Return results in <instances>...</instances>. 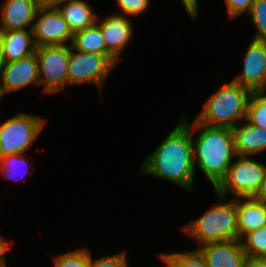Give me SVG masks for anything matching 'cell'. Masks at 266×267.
I'll list each match as a JSON object with an SVG mask.
<instances>
[{"label":"cell","mask_w":266,"mask_h":267,"mask_svg":"<svg viewBox=\"0 0 266 267\" xmlns=\"http://www.w3.org/2000/svg\"><path fill=\"white\" fill-rule=\"evenodd\" d=\"M143 162L140 174L165 178L191 189L196 170L190 128L181 121Z\"/></svg>","instance_id":"1"},{"label":"cell","mask_w":266,"mask_h":267,"mask_svg":"<svg viewBox=\"0 0 266 267\" xmlns=\"http://www.w3.org/2000/svg\"><path fill=\"white\" fill-rule=\"evenodd\" d=\"M186 116L183 122L193 132L201 130L195 140L192 137L194 160L197 158L198 168L205 174L214 189L225 178L236 156L234 133L231 128L211 127L199 123L196 119L189 124Z\"/></svg>","instance_id":"2"},{"label":"cell","mask_w":266,"mask_h":267,"mask_svg":"<svg viewBox=\"0 0 266 267\" xmlns=\"http://www.w3.org/2000/svg\"><path fill=\"white\" fill-rule=\"evenodd\" d=\"M251 91L231 80L212 94L205 102L200 114L195 118L199 123L211 127L233 129L245 120Z\"/></svg>","instance_id":"3"},{"label":"cell","mask_w":266,"mask_h":267,"mask_svg":"<svg viewBox=\"0 0 266 267\" xmlns=\"http://www.w3.org/2000/svg\"><path fill=\"white\" fill-rule=\"evenodd\" d=\"M220 204L182 229L195 238L200 245L211 242H228L239 239L237 221V198L227 203L219 195Z\"/></svg>","instance_id":"4"},{"label":"cell","mask_w":266,"mask_h":267,"mask_svg":"<svg viewBox=\"0 0 266 267\" xmlns=\"http://www.w3.org/2000/svg\"><path fill=\"white\" fill-rule=\"evenodd\" d=\"M237 161L231 163L225 178L215 188L218 195L227 193L236 198L256 197L264 179L266 165L252 160L248 155H236Z\"/></svg>","instance_id":"5"},{"label":"cell","mask_w":266,"mask_h":267,"mask_svg":"<svg viewBox=\"0 0 266 267\" xmlns=\"http://www.w3.org/2000/svg\"><path fill=\"white\" fill-rule=\"evenodd\" d=\"M41 117L20 113L0 125V157L23 154L45 125Z\"/></svg>","instance_id":"6"},{"label":"cell","mask_w":266,"mask_h":267,"mask_svg":"<svg viewBox=\"0 0 266 267\" xmlns=\"http://www.w3.org/2000/svg\"><path fill=\"white\" fill-rule=\"evenodd\" d=\"M75 51L69 44L68 84L92 83L101 90L108 74L118 63L108 55Z\"/></svg>","instance_id":"7"},{"label":"cell","mask_w":266,"mask_h":267,"mask_svg":"<svg viewBox=\"0 0 266 267\" xmlns=\"http://www.w3.org/2000/svg\"><path fill=\"white\" fill-rule=\"evenodd\" d=\"M35 52L44 92L53 94L63 90L68 84L69 45L40 46Z\"/></svg>","instance_id":"8"},{"label":"cell","mask_w":266,"mask_h":267,"mask_svg":"<svg viewBox=\"0 0 266 267\" xmlns=\"http://www.w3.org/2000/svg\"><path fill=\"white\" fill-rule=\"evenodd\" d=\"M33 24V39L36 47L67 45L73 40V33L57 7H39Z\"/></svg>","instance_id":"9"},{"label":"cell","mask_w":266,"mask_h":267,"mask_svg":"<svg viewBox=\"0 0 266 267\" xmlns=\"http://www.w3.org/2000/svg\"><path fill=\"white\" fill-rule=\"evenodd\" d=\"M233 81L251 92L266 90V42L252 39L245 52L242 74Z\"/></svg>","instance_id":"10"},{"label":"cell","mask_w":266,"mask_h":267,"mask_svg":"<svg viewBox=\"0 0 266 267\" xmlns=\"http://www.w3.org/2000/svg\"><path fill=\"white\" fill-rule=\"evenodd\" d=\"M4 93L17 91L30 84L40 85L36 52L19 60L5 63L0 71Z\"/></svg>","instance_id":"11"},{"label":"cell","mask_w":266,"mask_h":267,"mask_svg":"<svg viewBox=\"0 0 266 267\" xmlns=\"http://www.w3.org/2000/svg\"><path fill=\"white\" fill-rule=\"evenodd\" d=\"M125 15H112L102 21L97 19V25L106 44V55L110 56L116 63H119L120 53L130 42L133 34L131 22Z\"/></svg>","instance_id":"12"},{"label":"cell","mask_w":266,"mask_h":267,"mask_svg":"<svg viewBox=\"0 0 266 267\" xmlns=\"http://www.w3.org/2000/svg\"><path fill=\"white\" fill-rule=\"evenodd\" d=\"M198 250L204 256L208 267H242L246 258L241 240L211 242Z\"/></svg>","instance_id":"13"},{"label":"cell","mask_w":266,"mask_h":267,"mask_svg":"<svg viewBox=\"0 0 266 267\" xmlns=\"http://www.w3.org/2000/svg\"><path fill=\"white\" fill-rule=\"evenodd\" d=\"M38 8L35 0H6L1 8L0 31L32 29Z\"/></svg>","instance_id":"14"},{"label":"cell","mask_w":266,"mask_h":267,"mask_svg":"<svg viewBox=\"0 0 266 267\" xmlns=\"http://www.w3.org/2000/svg\"><path fill=\"white\" fill-rule=\"evenodd\" d=\"M237 198V221L239 240L246 234L266 225V202L255 197Z\"/></svg>","instance_id":"15"},{"label":"cell","mask_w":266,"mask_h":267,"mask_svg":"<svg viewBox=\"0 0 266 267\" xmlns=\"http://www.w3.org/2000/svg\"><path fill=\"white\" fill-rule=\"evenodd\" d=\"M0 33L5 63L16 61L35 53L36 46L32 29H29V31L26 29L0 31Z\"/></svg>","instance_id":"16"},{"label":"cell","mask_w":266,"mask_h":267,"mask_svg":"<svg viewBox=\"0 0 266 267\" xmlns=\"http://www.w3.org/2000/svg\"><path fill=\"white\" fill-rule=\"evenodd\" d=\"M238 124L232 130L234 133L235 150L237 155L257 154L266 150V128L249 123Z\"/></svg>","instance_id":"17"},{"label":"cell","mask_w":266,"mask_h":267,"mask_svg":"<svg viewBox=\"0 0 266 267\" xmlns=\"http://www.w3.org/2000/svg\"><path fill=\"white\" fill-rule=\"evenodd\" d=\"M57 9L67 21L73 34L93 26L98 19L91 6L83 0H63Z\"/></svg>","instance_id":"18"},{"label":"cell","mask_w":266,"mask_h":267,"mask_svg":"<svg viewBox=\"0 0 266 267\" xmlns=\"http://www.w3.org/2000/svg\"><path fill=\"white\" fill-rule=\"evenodd\" d=\"M70 45L74 50L82 52L106 55V44L101 28L96 24L73 34Z\"/></svg>","instance_id":"19"},{"label":"cell","mask_w":266,"mask_h":267,"mask_svg":"<svg viewBox=\"0 0 266 267\" xmlns=\"http://www.w3.org/2000/svg\"><path fill=\"white\" fill-rule=\"evenodd\" d=\"M246 120L260 128H266V90L251 93L247 105Z\"/></svg>","instance_id":"20"},{"label":"cell","mask_w":266,"mask_h":267,"mask_svg":"<svg viewBox=\"0 0 266 267\" xmlns=\"http://www.w3.org/2000/svg\"><path fill=\"white\" fill-rule=\"evenodd\" d=\"M241 242L246 256L266 257V225L246 234Z\"/></svg>","instance_id":"21"},{"label":"cell","mask_w":266,"mask_h":267,"mask_svg":"<svg viewBox=\"0 0 266 267\" xmlns=\"http://www.w3.org/2000/svg\"><path fill=\"white\" fill-rule=\"evenodd\" d=\"M171 267H208L202 253L196 249L185 253H161Z\"/></svg>","instance_id":"22"},{"label":"cell","mask_w":266,"mask_h":267,"mask_svg":"<svg viewBox=\"0 0 266 267\" xmlns=\"http://www.w3.org/2000/svg\"><path fill=\"white\" fill-rule=\"evenodd\" d=\"M22 155L24 153L0 157V171L5 178L16 180L17 178L22 179L24 177L23 175L26 174L25 170L28 169V164Z\"/></svg>","instance_id":"23"},{"label":"cell","mask_w":266,"mask_h":267,"mask_svg":"<svg viewBox=\"0 0 266 267\" xmlns=\"http://www.w3.org/2000/svg\"><path fill=\"white\" fill-rule=\"evenodd\" d=\"M90 252L88 249L71 250L54 258L55 267H88Z\"/></svg>","instance_id":"24"},{"label":"cell","mask_w":266,"mask_h":267,"mask_svg":"<svg viewBox=\"0 0 266 267\" xmlns=\"http://www.w3.org/2000/svg\"><path fill=\"white\" fill-rule=\"evenodd\" d=\"M248 14L258 30L253 39L266 42V0H254Z\"/></svg>","instance_id":"25"},{"label":"cell","mask_w":266,"mask_h":267,"mask_svg":"<svg viewBox=\"0 0 266 267\" xmlns=\"http://www.w3.org/2000/svg\"><path fill=\"white\" fill-rule=\"evenodd\" d=\"M88 267H128L125 253L114 254L111 256H104L101 259L92 261L90 260Z\"/></svg>","instance_id":"26"},{"label":"cell","mask_w":266,"mask_h":267,"mask_svg":"<svg viewBox=\"0 0 266 267\" xmlns=\"http://www.w3.org/2000/svg\"><path fill=\"white\" fill-rule=\"evenodd\" d=\"M117 3L122 10V15L135 16L147 9L149 0H117Z\"/></svg>","instance_id":"27"},{"label":"cell","mask_w":266,"mask_h":267,"mask_svg":"<svg viewBox=\"0 0 266 267\" xmlns=\"http://www.w3.org/2000/svg\"><path fill=\"white\" fill-rule=\"evenodd\" d=\"M254 0H226L228 16L235 18L243 12L249 13Z\"/></svg>","instance_id":"28"},{"label":"cell","mask_w":266,"mask_h":267,"mask_svg":"<svg viewBox=\"0 0 266 267\" xmlns=\"http://www.w3.org/2000/svg\"><path fill=\"white\" fill-rule=\"evenodd\" d=\"M242 267H266V257L246 256Z\"/></svg>","instance_id":"29"},{"label":"cell","mask_w":266,"mask_h":267,"mask_svg":"<svg viewBox=\"0 0 266 267\" xmlns=\"http://www.w3.org/2000/svg\"><path fill=\"white\" fill-rule=\"evenodd\" d=\"M182 3L188 14L195 18L198 13V0H182Z\"/></svg>","instance_id":"30"},{"label":"cell","mask_w":266,"mask_h":267,"mask_svg":"<svg viewBox=\"0 0 266 267\" xmlns=\"http://www.w3.org/2000/svg\"><path fill=\"white\" fill-rule=\"evenodd\" d=\"M39 7H57L63 0H35Z\"/></svg>","instance_id":"31"},{"label":"cell","mask_w":266,"mask_h":267,"mask_svg":"<svg viewBox=\"0 0 266 267\" xmlns=\"http://www.w3.org/2000/svg\"><path fill=\"white\" fill-rule=\"evenodd\" d=\"M258 200H261L263 202H266V171L264 174V179L262 182V186L257 194V196L255 197Z\"/></svg>","instance_id":"32"},{"label":"cell","mask_w":266,"mask_h":267,"mask_svg":"<svg viewBox=\"0 0 266 267\" xmlns=\"http://www.w3.org/2000/svg\"><path fill=\"white\" fill-rule=\"evenodd\" d=\"M5 64L4 58H3V47H2V38L0 33V71Z\"/></svg>","instance_id":"33"},{"label":"cell","mask_w":266,"mask_h":267,"mask_svg":"<svg viewBox=\"0 0 266 267\" xmlns=\"http://www.w3.org/2000/svg\"><path fill=\"white\" fill-rule=\"evenodd\" d=\"M7 250H9V245L0 253V267H7L4 258V254Z\"/></svg>","instance_id":"34"},{"label":"cell","mask_w":266,"mask_h":267,"mask_svg":"<svg viewBox=\"0 0 266 267\" xmlns=\"http://www.w3.org/2000/svg\"><path fill=\"white\" fill-rule=\"evenodd\" d=\"M9 245L2 237H0V253Z\"/></svg>","instance_id":"35"},{"label":"cell","mask_w":266,"mask_h":267,"mask_svg":"<svg viewBox=\"0 0 266 267\" xmlns=\"http://www.w3.org/2000/svg\"><path fill=\"white\" fill-rule=\"evenodd\" d=\"M3 95H4V92H3L1 80H0V99L2 98Z\"/></svg>","instance_id":"36"},{"label":"cell","mask_w":266,"mask_h":267,"mask_svg":"<svg viewBox=\"0 0 266 267\" xmlns=\"http://www.w3.org/2000/svg\"><path fill=\"white\" fill-rule=\"evenodd\" d=\"M160 258L164 261V263L166 264V267H171L161 256Z\"/></svg>","instance_id":"37"}]
</instances>
